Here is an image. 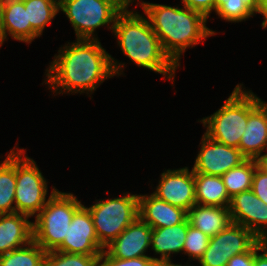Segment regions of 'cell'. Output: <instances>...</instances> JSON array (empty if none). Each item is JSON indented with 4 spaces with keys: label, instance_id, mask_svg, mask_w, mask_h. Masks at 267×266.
<instances>
[{
    "label": "cell",
    "instance_id": "cell-1",
    "mask_svg": "<svg viewBox=\"0 0 267 266\" xmlns=\"http://www.w3.org/2000/svg\"><path fill=\"white\" fill-rule=\"evenodd\" d=\"M54 58L46 69L47 80L44 83L49 84V89L56 94H81L85 91L92 94L106 79L121 75L125 66V63L114 60L98 39H77L71 45L68 42Z\"/></svg>",
    "mask_w": 267,
    "mask_h": 266
},
{
    "label": "cell",
    "instance_id": "cell-2",
    "mask_svg": "<svg viewBox=\"0 0 267 266\" xmlns=\"http://www.w3.org/2000/svg\"><path fill=\"white\" fill-rule=\"evenodd\" d=\"M141 6L164 52L177 66H180V57L188 47L216 34L206 26V16L184 5L179 8L142 2Z\"/></svg>",
    "mask_w": 267,
    "mask_h": 266
},
{
    "label": "cell",
    "instance_id": "cell-3",
    "mask_svg": "<svg viewBox=\"0 0 267 266\" xmlns=\"http://www.w3.org/2000/svg\"><path fill=\"white\" fill-rule=\"evenodd\" d=\"M124 9L116 18L113 31L122 52L134 64L164 75L173 81L178 66L164 52L149 19Z\"/></svg>",
    "mask_w": 267,
    "mask_h": 266
},
{
    "label": "cell",
    "instance_id": "cell-4",
    "mask_svg": "<svg viewBox=\"0 0 267 266\" xmlns=\"http://www.w3.org/2000/svg\"><path fill=\"white\" fill-rule=\"evenodd\" d=\"M241 85H236L219 110L200 120L209 138L235 148H239L249 112L262 100L253 92L242 90Z\"/></svg>",
    "mask_w": 267,
    "mask_h": 266
},
{
    "label": "cell",
    "instance_id": "cell-5",
    "mask_svg": "<svg viewBox=\"0 0 267 266\" xmlns=\"http://www.w3.org/2000/svg\"><path fill=\"white\" fill-rule=\"evenodd\" d=\"M82 205L72 193L52 188L47 203L32 222L33 241L46 252L55 251L63 243L73 215Z\"/></svg>",
    "mask_w": 267,
    "mask_h": 266
},
{
    "label": "cell",
    "instance_id": "cell-6",
    "mask_svg": "<svg viewBox=\"0 0 267 266\" xmlns=\"http://www.w3.org/2000/svg\"><path fill=\"white\" fill-rule=\"evenodd\" d=\"M86 208L92 217L98 241L104 248L139 216L137 194L126 193L123 197L96 200Z\"/></svg>",
    "mask_w": 267,
    "mask_h": 266
},
{
    "label": "cell",
    "instance_id": "cell-7",
    "mask_svg": "<svg viewBox=\"0 0 267 266\" xmlns=\"http://www.w3.org/2000/svg\"><path fill=\"white\" fill-rule=\"evenodd\" d=\"M59 10L69 19L77 39L93 40L98 39L93 35L98 27L110 24L113 31L124 9L115 0H59Z\"/></svg>",
    "mask_w": 267,
    "mask_h": 266
},
{
    "label": "cell",
    "instance_id": "cell-8",
    "mask_svg": "<svg viewBox=\"0 0 267 266\" xmlns=\"http://www.w3.org/2000/svg\"><path fill=\"white\" fill-rule=\"evenodd\" d=\"M16 150L15 212L33 217L48 201L47 181L36 162L25 155L24 148Z\"/></svg>",
    "mask_w": 267,
    "mask_h": 266
},
{
    "label": "cell",
    "instance_id": "cell-9",
    "mask_svg": "<svg viewBox=\"0 0 267 266\" xmlns=\"http://www.w3.org/2000/svg\"><path fill=\"white\" fill-rule=\"evenodd\" d=\"M259 239L242 225L231 223L209 239L200 266H226L233 256L248 252Z\"/></svg>",
    "mask_w": 267,
    "mask_h": 266
},
{
    "label": "cell",
    "instance_id": "cell-10",
    "mask_svg": "<svg viewBox=\"0 0 267 266\" xmlns=\"http://www.w3.org/2000/svg\"><path fill=\"white\" fill-rule=\"evenodd\" d=\"M246 159L238 148L214 141L204 133L192 170L193 173L222 176Z\"/></svg>",
    "mask_w": 267,
    "mask_h": 266
},
{
    "label": "cell",
    "instance_id": "cell-11",
    "mask_svg": "<svg viewBox=\"0 0 267 266\" xmlns=\"http://www.w3.org/2000/svg\"><path fill=\"white\" fill-rule=\"evenodd\" d=\"M105 248L99 243L92 217L82 205L73 215L67 236L55 250L69 254L101 255Z\"/></svg>",
    "mask_w": 267,
    "mask_h": 266
},
{
    "label": "cell",
    "instance_id": "cell-12",
    "mask_svg": "<svg viewBox=\"0 0 267 266\" xmlns=\"http://www.w3.org/2000/svg\"><path fill=\"white\" fill-rule=\"evenodd\" d=\"M160 178L153 195L187 212L196 204L193 170L189 171L188 167L168 169Z\"/></svg>",
    "mask_w": 267,
    "mask_h": 266
},
{
    "label": "cell",
    "instance_id": "cell-13",
    "mask_svg": "<svg viewBox=\"0 0 267 266\" xmlns=\"http://www.w3.org/2000/svg\"><path fill=\"white\" fill-rule=\"evenodd\" d=\"M232 223L249 229L259 240L267 241V204L247 190L231 198Z\"/></svg>",
    "mask_w": 267,
    "mask_h": 266
},
{
    "label": "cell",
    "instance_id": "cell-14",
    "mask_svg": "<svg viewBox=\"0 0 267 266\" xmlns=\"http://www.w3.org/2000/svg\"><path fill=\"white\" fill-rule=\"evenodd\" d=\"M152 228L139 216L105 250L111 257L131 259L145 255L150 248Z\"/></svg>",
    "mask_w": 267,
    "mask_h": 266
},
{
    "label": "cell",
    "instance_id": "cell-15",
    "mask_svg": "<svg viewBox=\"0 0 267 266\" xmlns=\"http://www.w3.org/2000/svg\"><path fill=\"white\" fill-rule=\"evenodd\" d=\"M247 159H257L267 149V103L260 101L248 114L239 148Z\"/></svg>",
    "mask_w": 267,
    "mask_h": 266
},
{
    "label": "cell",
    "instance_id": "cell-16",
    "mask_svg": "<svg viewBox=\"0 0 267 266\" xmlns=\"http://www.w3.org/2000/svg\"><path fill=\"white\" fill-rule=\"evenodd\" d=\"M138 215L151 228L171 227L187 218V211L159 199L152 193L138 195Z\"/></svg>",
    "mask_w": 267,
    "mask_h": 266
},
{
    "label": "cell",
    "instance_id": "cell-17",
    "mask_svg": "<svg viewBox=\"0 0 267 266\" xmlns=\"http://www.w3.org/2000/svg\"><path fill=\"white\" fill-rule=\"evenodd\" d=\"M10 35L13 39L31 43V24L28 22L24 0H2L0 8V47Z\"/></svg>",
    "mask_w": 267,
    "mask_h": 266
},
{
    "label": "cell",
    "instance_id": "cell-18",
    "mask_svg": "<svg viewBox=\"0 0 267 266\" xmlns=\"http://www.w3.org/2000/svg\"><path fill=\"white\" fill-rule=\"evenodd\" d=\"M20 213L0 214V255L28 245L33 240L32 222Z\"/></svg>",
    "mask_w": 267,
    "mask_h": 266
},
{
    "label": "cell",
    "instance_id": "cell-19",
    "mask_svg": "<svg viewBox=\"0 0 267 266\" xmlns=\"http://www.w3.org/2000/svg\"><path fill=\"white\" fill-rule=\"evenodd\" d=\"M188 218L182 223L171 227L152 228L150 246L152 250L161 255L157 258L158 264L171 262V253H181L189 226Z\"/></svg>",
    "mask_w": 267,
    "mask_h": 266
},
{
    "label": "cell",
    "instance_id": "cell-20",
    "mask_svg": "<svg viewBox=\"0 0 267 266\" xmlns=\"http://www.w3.org/2000/svg\"><path fill=\"white\" fill-rule=\"evenodd\" d=\"M187 218L192 227L201 230L210 238L232 223L229 207L195 204L187 212Z\"/></svg>",
    "mask_w": 267,
    "mask_h": 266
},
{
    "label": "cell",
    "instance_id": "cell-21",
    "mask_svg": "<svg viewBox=\"0 0 267 266\" xmlns=\"http://www.w3.org/2000/svg\"><path fill=\"white\" fill-rule=\"evenodd\" d=\"M196 204L229 207L231 198L221 176L194 173Z\"/></svg>",
    "mask_w": 267,
    "mask_h": 266
},
{
    "label": "cell",
    "instance_id": "cell-22",
    "mask_svg": "<svg viewBox=\"0 0 267 266\" xmlns=\"http://www.w3.org/2000/svg\"><path fill=\"white\" fill-rule=\"evenodd\" d=\"M15 187L16 148L14 147L0 163V214L15 213Z\"/></svg>",
    "mask_w": 267,
    "mask_h": 266
},
{
    "label": "cell",
    "instance_id": "cell-23",
    "mask_svg": "<svg viewBox=\"0 0 267 266\" xmlns=\"http://www.w3.org/2000/svg\"><path fill=\"white\" fill-rule=\"evenodd\" d=\"M24 7L31 24V42L42 35L46 25L60 12L59 0H24Z\"/></svg>",
    "mask_w": 267,
    "mask_h": 266
},
{
    "label": "cell",
    "instance_id": "cell-24",
    "mask_svg": "<svg viewBox=\"0 0 267 266\" xmlns=\"http://www.w3.org/2000/svg\"><path fill=\"white\" fill-rule=\"evenodd\" d=\"M256 167L257 162L255 159H246L240 165L221 176L230 198L251 189Z\"/></svg>",
    "mask_w": 267,
    "mask_h": 266
},
{
    "label": "cell",
    "instance_id": "cell-25",
    "mask_svg": "<svg viewBox=\"0 0 267 266\" xmlns=\"http://www.w3.org/2000/svg\"><path fill=\"white\" fill-rule=\"evenodd\" d=\"M47 252L33 240L26 246L0 255V266H44Z\"/></svg>",
    "mask_w": 267,
    "mask_h": 266
},
{
    "label": "cell",
    "instance_id": "cell-26",
    "mask_svg": "<svg viewBox=\"0 0 267 266\" xmlns=\"http://www.w3.org/2000/svg\"><path fill=\"white\" fill-rule=\"evenodd\" d=\"M258 0H215V12L228 22H241L257 12Z\"/></svg>",
    "mask_w": 267,
    "mask_h": 266
},
{
    "label": "cell",
    "instance_id": "cell-27",
    "mask_svg": "<svg viewBox=\"0 0 267 266\" xmlns=\"http://www.w3.org/2000/svg\"><path fill=\"white\" fill-rule=\"evenodd\" d=\"M100 255L69 254L61 251L47 252L44 266H99Z\"/></svg>",
    "mask_w": 267,
    "mask_h": 266
},
{
    "label": "cell",
    "instance_id": "cell-28",
    "mask_svg": "<svg viewBox=\"0 0 267 266\" xmlns=\"http://www.w3.org/2000/svg\"><path fill=\"white\" fill-rule=\"evenodd\" d=\"M209 239L210 237H208L201 230L189 225L183 246V253H187L191 260L199 261L207 249Z\"/></svg>",
    "mask_w": 267,
    "mask_h": 266
},
{
    "label": "cell",
    "instance_id": "cell-29",
    "mask_svg": "<svg viewBox=\"0 0 267 266\" xmlns=\"http://www.w3.org/2000/svg\"><path fill=\"white\" fill-rule=\"evenodd\" d=\"M157 258L143 256L131 259H117L111 257L105 250L99 257V266H158Z\"/></svg>",
    "mask_w": 267,
    "mask_h": 266
},
{
    "label": "cell",
    "instance_id": "cell-30",
    "mask_svg": "<svg viewBox=\"0 0 267 266\" xmlns=\"http://www.w3.org/2000/svg\"><path fill=\"white\" fill-rule=\"evenodd\" d=\"M251 190L264 204H267V174L258 166L253 175Z\"/></svg>",
    "mask_w": 267,
    "mask_h": 266
},
{
    "label": "cell",
    "instance_id": "cell-31",
    "mask_svg": "<svg viewBox=\"0 0 267 266\" xmlns=\"http://www.w3.org/2000/svg\"><path fill=\"white\" fill-rule=\"evenodd\" d=\"M184 6L202 13L207 18L214 10L215 12V0H182Z\"/></svg>",
    "mask_w": 267,
    "mask_h": 266
},
{
    "label": "cell",
    "instance_id": "cell-32",
    "mask_svg": "<svg viewBox=\"0 0 267 266\" xmlns=\"http://www.w3.org/2000/svg\"><path fill=\"white\" fill-rule=\"evenodd\" d=\"M226 266H254V246L248 252L233 256Z\"/></svg>",
    "mask_w": 267,
    "mask_h": 266
},
{
    "label": "cell",
    "instance_id": "cell-33",
    "mask_svg": "<svg viewBox=\"0 0 267 266\" xmlns=\"http://www.w3.org/2000/svg\"><path fill=\"white\" fill-rule=\"evenodd\" d=\"M261 251L263 253L259 254ZM254 266H267V242L259 240L254 245Z\"/></svg>",
    "mask_w": 267,
    "mask_h": 266
},
{
    "label": "cell",
    "instance_id": "cell-34",
    "mask_svg": "<svg viewBox=\"0 0 267 266\" xmlns=\"http://www.w3.org/2000/svg\"><path fill=\"white\" fill-rule=\"evenodd\" d=\"M256 13L263 15L262 28H267V0H258V9Z\"/></svg>",
    "mask_w": 267,
    "mask_h": 266
},
{
    "label": "cell",
    "instance_id": "cell-35",
    "mask_svg": "<svg viewBox=\"0 0 267 266\" xmlns=\"http://www.w3.org/2000/svg\"><path fill=\"white\" fill-rule=\"evenodd\" d=\"M257 162V166L267 174V153H265L264 155L259 156L256 159Z\"/></svg>",
    "mask_w": 267,
    "mask_h": 266
},
{
    "label": "cell",
    "instance_id": "cell-36",
    "mask_svg": "<svg viewBox=\"0 0 267 266\" xmlns=\"http://www.w3.org/2000/svg\"><path fill=\"white\" fill-rule=\"evenodd\" d=\"M123 9H127L136 0H115Z\"/></svg>",
    "mask_w": 267,
    "mask_h": 266
},
{
    "label": "cell",
    "instance_id": "cell-37",
    "mask_svg": "<svg viewBox=\"0 0 267 266\" xmlns=\"http://www.w3.org/2000/svg\"><path fill=\"white\" fill-rule=\"evenodd\" d=\"M163 266H189V265H181V264H173L171 262H167L162 264ZM191 266V265H190Z\"/></svg>",
    "mask_w": 267,
    "mask_h": 266
}]
</instances>
